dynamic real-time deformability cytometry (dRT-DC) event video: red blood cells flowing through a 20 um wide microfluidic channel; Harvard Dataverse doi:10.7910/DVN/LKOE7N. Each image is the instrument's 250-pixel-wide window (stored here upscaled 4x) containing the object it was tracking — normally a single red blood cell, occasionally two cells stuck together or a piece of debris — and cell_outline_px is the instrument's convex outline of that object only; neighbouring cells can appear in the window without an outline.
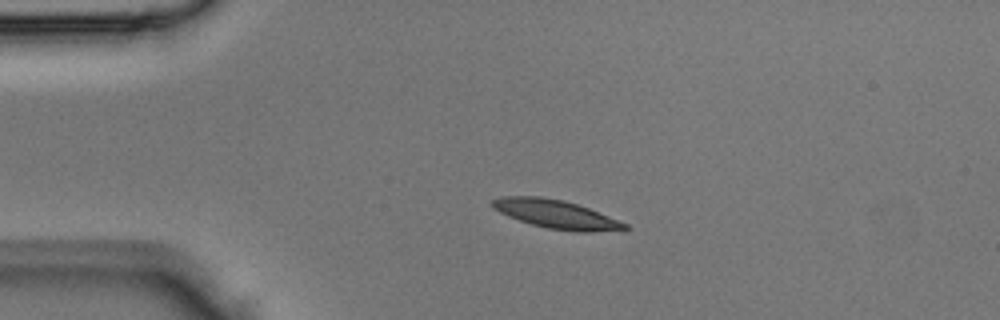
{"species": "Egyptian fruit bat (a non-hibernating species)", "species_latin": "Rousettus aegyptiacus", "temperature_condition": "room temperature", "stored_images_in_passage": 42, "camera_frame_rate_fps": 3000, "um_per_image_px": 0.085, "animal": {"sex": "male"}, "frame": {"image": 1, "passage_image": 9, "time_ms": 2.667, "image_size_px": [1000, 320], "cell_outline_px": [[632, 228], [588, 232], [580, 232], [548, 228], [532, 224], [508, 216], [492, 208], [488, 204], [492, 200], [500, 196], [540, 196], [564, 200], [588, 208], [628, 224]], "centroid_in_image_um": [47.21, 18.19], "position_along_channel_um": 37.8, "area_um2": 21.85}}
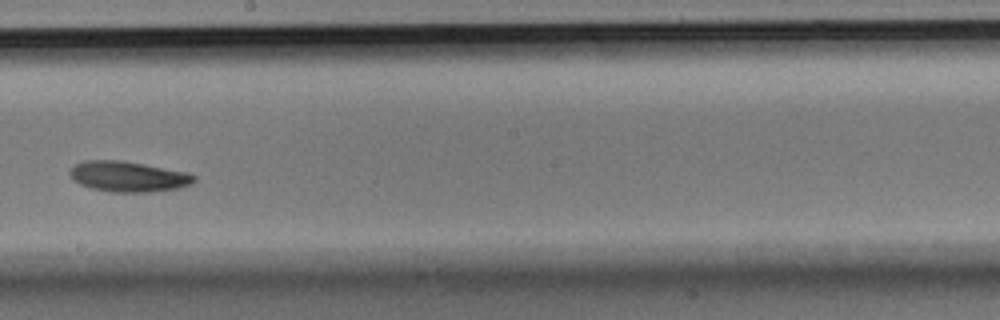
{"frame": {"image": 2, "passage_image": 24, "time_ms": 7.667, "image_size_px": [1000, 320], "cell_outline_px": [[196, 180], [180, 188], [148, 192], [112, 192], [92, 188], [80, 184], [72, 180], [68, 172], [76, 164], [84, 160], [120, 160], [188, 172], [196, 176]], "centroid_in_image_um": [10.88, 15.0], "position_along_channel_um": 237.3, "area_um2": 22.02}}
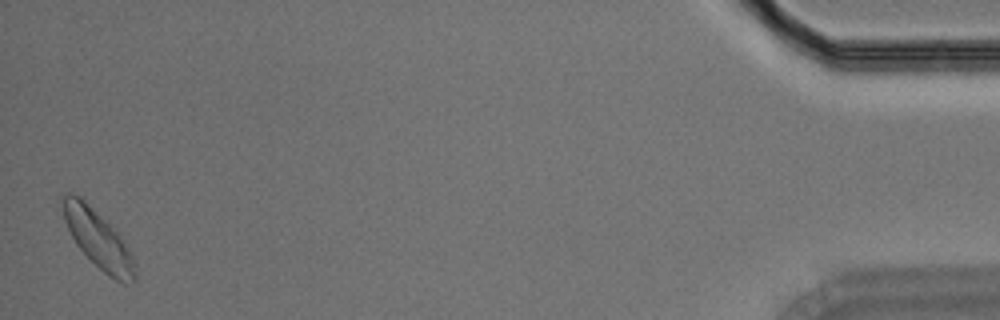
{"frame": {"image": 3, "passage_image": 42, "time_ms": 13.667, "image_size_px": [1000, 320], "cell_outline_px": [[136, 280], [124, 284], [120, 284], [108, 276], [76, 244], [64, 220], [60, 196], [68, 192], [80, 196], [120, 236], [132, 256], [136, 272]], "centroid_in_image_um": [8.32, 20.34], "position_along_channel_um": 426.9, "area_um2": 23.76}}